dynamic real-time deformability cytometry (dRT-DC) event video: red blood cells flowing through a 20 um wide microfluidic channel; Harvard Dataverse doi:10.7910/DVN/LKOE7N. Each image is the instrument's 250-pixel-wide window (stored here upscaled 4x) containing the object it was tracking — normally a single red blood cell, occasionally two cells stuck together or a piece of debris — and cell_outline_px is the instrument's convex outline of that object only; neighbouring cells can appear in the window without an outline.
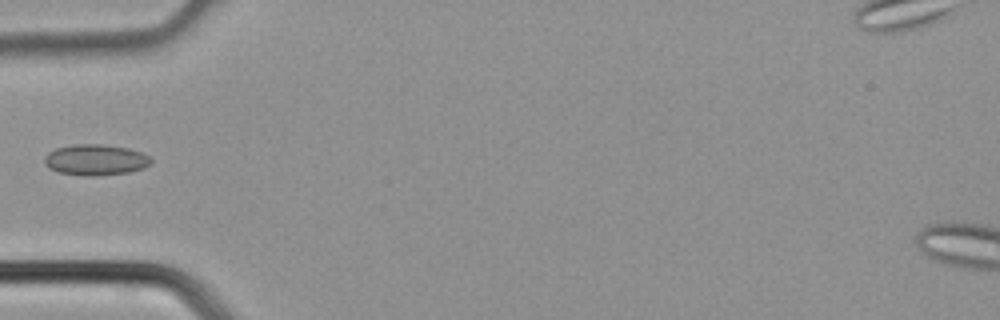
{"species": "common noctule bat (a hibernating species)", "species_latin": "Nyctalus noctula", "temperature_condition": "cold", "stored_images_in_passage": 2, "camera_frame_rate_fps": 3000, "um_per_image_px": 0.085, "animal": {"sex": "male", "body_mass_g": 21.5, "forearm_length_mm": 52.0}, "frame": {"image": 1, "passage_image": 2, "time_ms": 0.333, "image_size_px": [1000, 320], "cell_outline_px": [[152, 164], [144, 168], [128, 172], [92, 176], [88, 176], [60, 172], [48, 168], [44, 164], [44, 156], [48, 152], [56, 148], [72, 144], [100, 144], [128, 148], [140, 152], [148, 156], [152, 160]], "centroid_in_image_um": [8.1, 13.58], "position_along_channel_um": 76.9, "area_um2": 19.19}}